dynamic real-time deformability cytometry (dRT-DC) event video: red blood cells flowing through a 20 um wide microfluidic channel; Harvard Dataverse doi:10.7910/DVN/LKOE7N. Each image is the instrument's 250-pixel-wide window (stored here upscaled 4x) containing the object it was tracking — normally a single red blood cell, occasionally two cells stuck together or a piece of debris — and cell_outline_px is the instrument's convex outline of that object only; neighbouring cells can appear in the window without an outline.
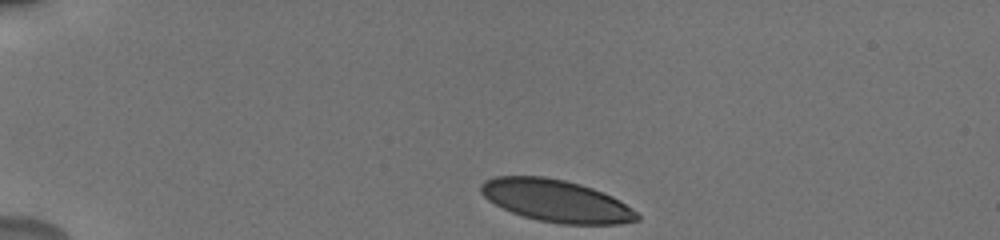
{"species": "human", "species_latin": "Homo sapiens", "temperature_condition": "cold", "stored_images_in_passage": 9, "camera_frame_rate_fps": 3000, "um_per_image_px": 0.085, "donor": {"sex": "male"}, "frame": {"image": 1, "passage_image": 1, "time_ms": 0.0, "image_size_px": [1000, 240], "cell_outline_px": [[640, 220], [620, 224], [560, 224], [540, 220], [524, 216], [512, 212], [488, 200], [480, 192], [480, 184], [484, 180], [496, 176], [544, 176], [564, 180], [580, 184], [592, 188], [612, 196], [620, 200], [636, 212], [640, 216]], "centroid_in_image_um": [47.28, 17.06], "position_along_channel_um": 37.7, "area_um2": 38.26}}
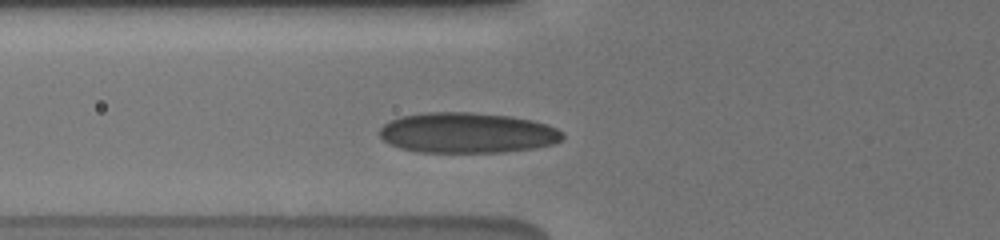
{"frame": {"image": 2, "passage_image": 6, "time_ms": 3.0, "image_size_px": [1000, 240], "cell_outline_px": [[564, 136], [560, 140], [552, 144], [532, 148], [500, 152], [416, 152], [400, 148], [384, 140], [380, 136], [380, 128], [384, 124], [400, 116], [428, 112], [472, 112], [508, 116], [532, 120], [548, 124], [564, 132]], "centroid_in_image_um": [39.71, 11.28], "position_along_channel_um": 86.1, "area_um2": 43.0}}
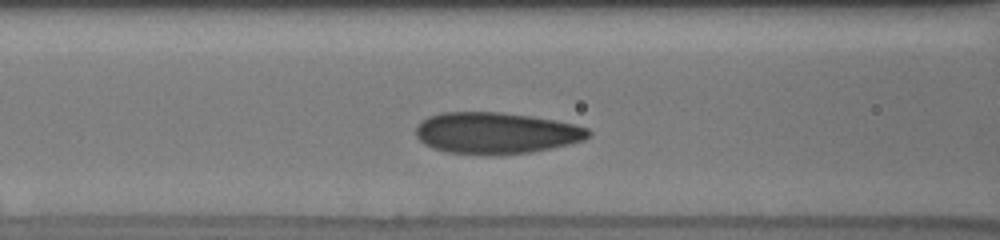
{"frame": {"image": 3, "passage_image": 8, "time_ms": 4.0, "image_size_px": [1000, 240], "cell_outline_px": [[592, 132], [584, 140], [568, 144], [532, 152], [484, 156], [444, 152], [432, 148], [424, 144], [416, 136], [416, 124], [420, 120], [428, 116], [440, 112], [496, 112], [528, 116], [552, 120], [572, 124], [588, 128]], "centroid_in_image_um": [42.08, 11.32], "position_along_channel_um": 124.5, "area_um2": 41.91}}